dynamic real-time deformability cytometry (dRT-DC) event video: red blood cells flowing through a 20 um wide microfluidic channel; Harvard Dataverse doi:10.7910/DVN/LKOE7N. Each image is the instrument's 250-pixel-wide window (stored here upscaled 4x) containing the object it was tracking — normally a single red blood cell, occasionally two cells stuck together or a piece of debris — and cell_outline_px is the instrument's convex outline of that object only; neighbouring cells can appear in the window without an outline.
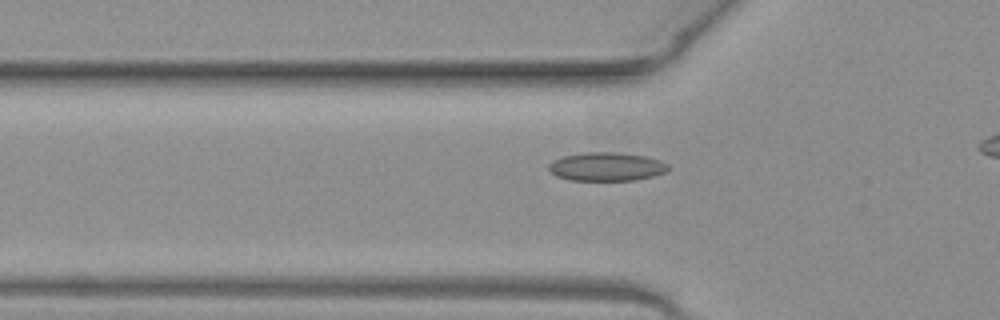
{"species": "common noctule bat (a hibernating species)", "species_latin": "Nyctalus noctula", "temperature_condition": "warm", "stored_images_in_passage": 40, "camera_frame_rate_fps": 3000, "um_per_image_px": 0.085, "animal": {"sex": "female", "body_mass_g": 19.3, "forearm_length_mm": 54.1}, "frame": {"image": 1, "passage_image": 15, "time_ms": 4.667, "image_size_px": [1000, 320], "cell_outline_px": [[668, 168], [664, 172], [652, 176], [636, 180], [572, 180], [556, 176], [548, 172], [548, 164], [552, 160], [564, 156], [588, 152], [616, 152], [644, 156], [668, 164]], "centroid_in_image_um": [51.48, 14.17], "position_along_channel_um": 74.3, "area_um2": 19.71}}
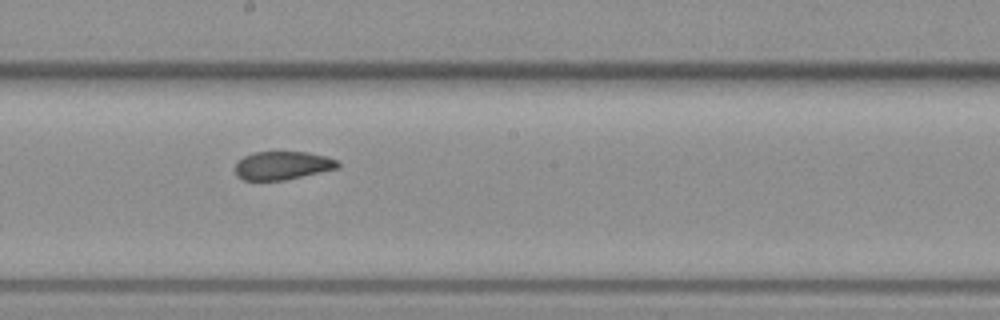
{"frame": {"image": 2, "passage_image": 26, "time_ms": 8.333, "image_size_px": [1000, 320], "cell_outline_px": [[340, 168], [284, 180], [244, 180], [236, 176], [236, 164], [244, 156], [252, 152], [308, 152], [340, 160]], "centroid_in_image_um": [24.05, 14.06], "position_along_channel_um": 224.2, "area_um2": 16.99}}
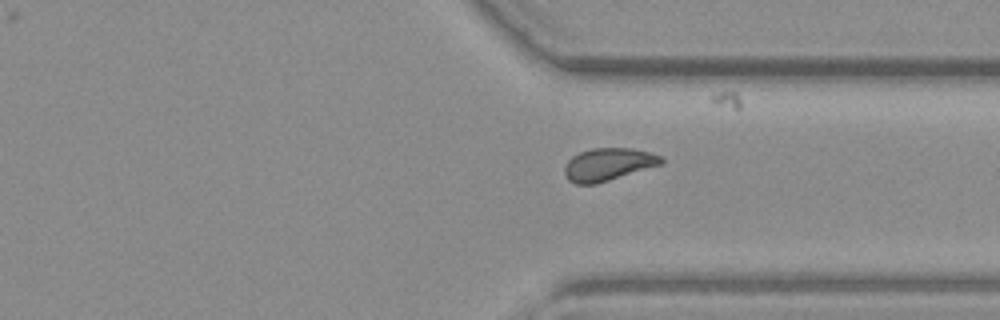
{"frame": {"image": 3, "passage_image": 36, "time_ms": 11.667, "image_size_px": [1000, 320], "cell_outline_px": [[664, 164], [596, 184], [576, 184], [568, 180], [564, 172], [564, 164], [572, 156], [580, 152], [592, 148], [632, 148], [648, 152], [660, 156], [664, 160]], "centroid_in_image_um": [51.69, 13.98], "position_along_channel_um": 359.7, "area_um2": 18.5}}